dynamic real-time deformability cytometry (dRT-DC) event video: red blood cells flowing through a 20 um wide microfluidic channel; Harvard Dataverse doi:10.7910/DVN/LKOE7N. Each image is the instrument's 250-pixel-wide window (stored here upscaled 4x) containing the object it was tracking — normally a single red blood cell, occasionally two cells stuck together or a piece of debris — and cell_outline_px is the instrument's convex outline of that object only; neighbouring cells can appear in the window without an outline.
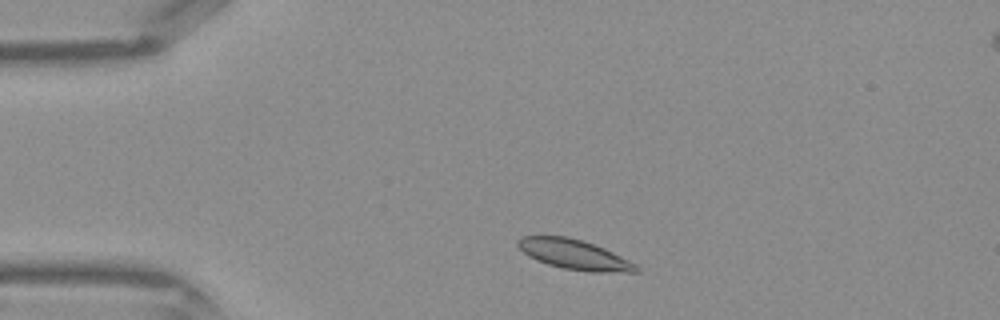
{"species": "Egyptian fruit bat (a non-hibernating species)", "species_latin": "Rousettus aegyptiacus", "temperature_condition": "warm", "stored_images_in_passage": 38, "camera_frame_rate_fps": 3000, "um_per_image_px": 0.085, "frame": {"image": 1, "passage_image": 4, "time_ms": 1.0, "image_size_px": [1000, 320], "cell_outline_px": [[640, 272], [588, 272], [564, 268], [548, 264], [536, 260], [528, 256], [516, 244], [516, 240], [520, 236], [568, 236], [604, 248], [636, 264], [640, 268]], "centroid_in_image_um": [48.8, 21.64], "position_along_channel_um": 36.2, "area_um2": 20.52}}
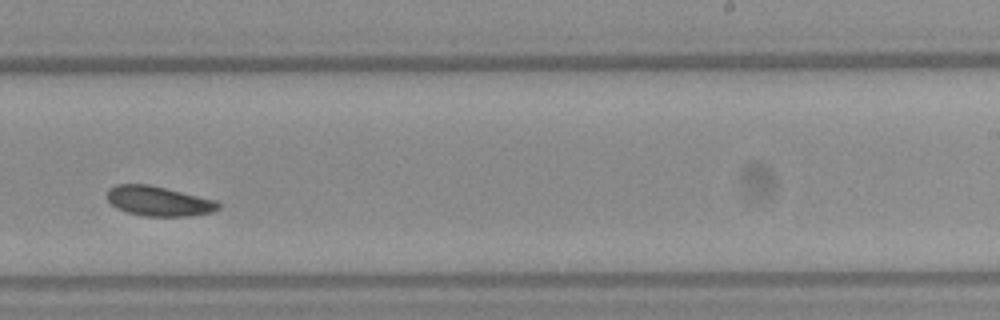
{"frame": {"image": 2, "passage_image": 22, "time_ms": 7.0, "image_size_px": [1000, 320], "cell_outline_px": [[220, 208], [212, 212], [188, 216], [144, 216], [128, 212], [116, 208], [108, 200], [108, 188], [116, 184], [148, 184], [216, 200], [220, 204]], "centroid_in_image_um": [13.48, 17.09], "position_along_channel_um": 275.5, "area_um2": 19.19}}
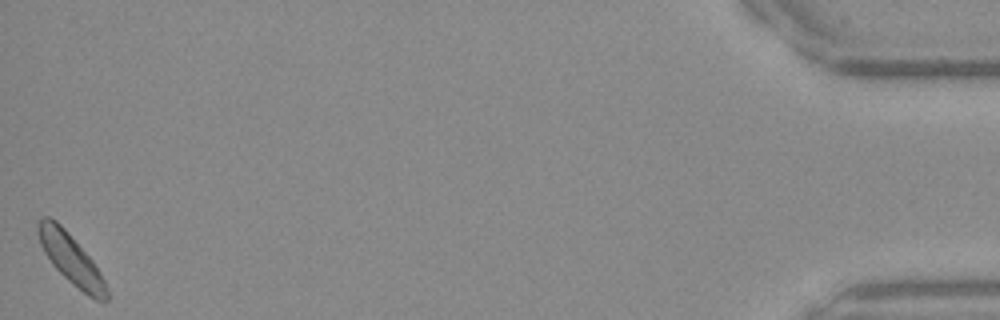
{"frame": {"image": 3, "passage_image": 38, "time_ms": 12.333, "image_size_px": [1000, 320], "cell_outline_px": [[108, 300], [104, 304], [88, 296], [68, 280], [52, 264], [44, 252], [40, 244], [36, 232], [36, 220], [40, 216], [48, 216], [56, 220], [64, 228], [92, 260], [100, 272], [104, 280], [108, 292]], "centroid_in_image_um": [6.0, 22.0], "position_along_channel_um": 429.2, "area_um2": 20.11}}